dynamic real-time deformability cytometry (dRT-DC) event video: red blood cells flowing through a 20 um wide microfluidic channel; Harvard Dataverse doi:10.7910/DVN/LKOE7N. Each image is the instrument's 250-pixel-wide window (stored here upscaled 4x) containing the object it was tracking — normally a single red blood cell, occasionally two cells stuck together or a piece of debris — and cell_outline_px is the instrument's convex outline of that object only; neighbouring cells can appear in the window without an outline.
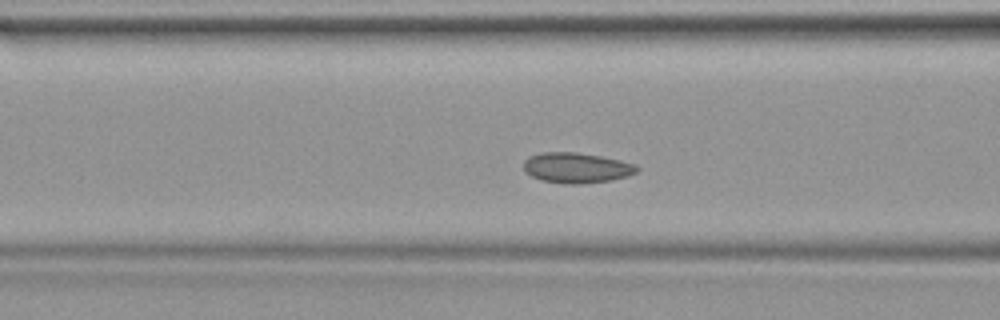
{"species": "common noctule bat (a hibernating species)", "species_latin": "Nyctalus noctula", "temperature_condition": "warm", "stored_images_in_passage": 36, "camera_frame_rate_fps": 3000, "um_per_image_px": 0.085, "animal": {"sex": "female", "body_mass_g": 19.9}, "frame": {"image": 1, "passage_image": 11, "time_ms": 3.333, "image_size_px": [1000, 320], "cell_outline_px": [[640, 168], [636, 172], [628, 176], [612, 180], [576, 184], [564, 184], [540, 180], [524, 172], [524, 160], [528, 156], [540, 152], [576, 152], [600, 156], [620, 160], [636, 164]], "centroid_in_image_um": [48.98, 14.26], "position_along_channel_um": 117.6, "area_um2": 20.23}}